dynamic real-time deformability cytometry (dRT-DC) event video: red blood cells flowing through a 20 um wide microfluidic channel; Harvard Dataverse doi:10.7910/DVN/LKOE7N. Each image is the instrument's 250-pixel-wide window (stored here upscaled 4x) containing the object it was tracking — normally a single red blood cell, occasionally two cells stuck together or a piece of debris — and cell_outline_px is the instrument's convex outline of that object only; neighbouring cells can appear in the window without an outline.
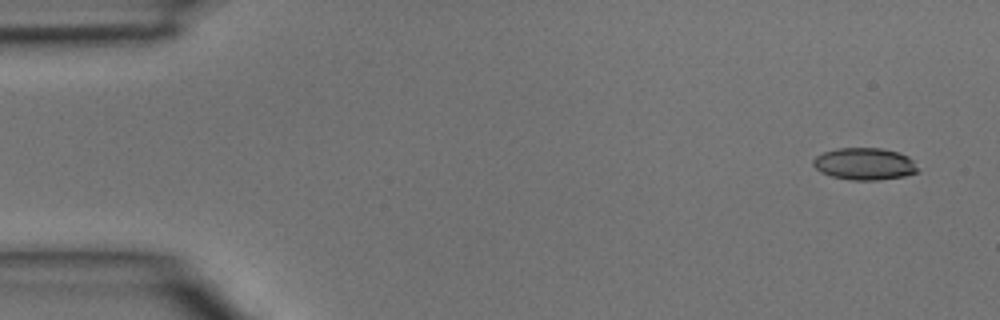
{"species": "common noctule bat (a hibernating species)", "species_latin": "Nyctalus noctula", "temperature_condition": "room temperature", "stored_images_in_passage": 2, "segment_of_instrument_passage": [2, 2], "camera_frame_rate_fps": 3000, "um_per_image_px": 0.085, "animal": {"sex": "male", "body_mass_g": 15.6}, "frame": {"image": 1, "passage_image": 2, "time_ms": 0.333, "image_size_px": [1000, 320], "cell_outline_px": [[920, 172], [904, 176], [880, 180], [852, 180], [832, 176], [820, 172], [812, 164], [812, 160], [816, 156], [824, 152], [836, 148], [880, 148], [900, 152], [908, 156], [912, 160]], "centroid_in_image_um": [73.49, 13.93], "position_along_channel_um": 11.5, "area_um2": 19.65}}